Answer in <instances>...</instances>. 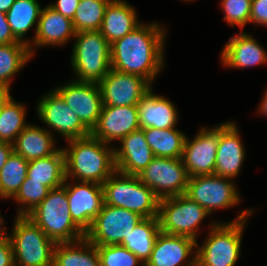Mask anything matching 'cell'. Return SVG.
<instances>
[{
  "mask_svg": "<svg viewBox=\"0 0 267 266\" xmlns=\"http://www.w3.org/2000/svg\"><path fill=\"white\" fill-rule=\"evenodd\" d=\"M163 28L157 22L141 23L123 38L111 43V68L139 75L152 85L164 67L167 33Z\"/></svg>",
  "mask_w": 267,
  "mask_h": 266,
  "instance_id": "obj_1",
  "label": "cell"
},
{
  "mask_svg": "<svg viewBox=\"0 0 267 266\" xmlns=\"http://www.w3.org/2000/svg\"><path fill=\"white\" fill-rule=\"evenodd\" d=\"M67 142V147H62L66 179L102 185L116 171L112 144L108 145L92 135Z\"/></svg>",
  "mask_w": 267,
  "mask_h": 266,
  "instance_id": "obj_2",
  "label": "cell"
},
{
  "mask_svg": "<svg viewBox=\"0 0 267 266\" xmlns=\"http://www.w3.org/2000/svg\"><path fill=\"white\" fill-rule=\"evenodd\" d=\"M243 210L228 223L211 221L203 244L196 243V266H235L238 262L245 223L253 213Z\"/></svg>",
  "mask_w": 267,
  "mask_h": 266,
  "instance_id": "obj_3",
  "label": "cell"
},
{
  "mask_svg": "<svg viewBox=\"0 0 267 266\" xmlns=\"http://www.w3.org/2000/svg\"><path fill=\"white\" fill-rule=\"evenodd\" d=\"M27 217L55 243L74 242L85 237L71 218L64 184L50 189L47 197Z\"/></svg>",
  "mask_w": 267,
  "mask_h": 266,
  "instance_id": "obj_4",
  "label": "cell"
},
{
  "mask_svg": "<svg viewBox=\"0 0 267 266\" xmlns=\"http://www.w3.org/2000/svg\"><path fill=\"white\" fill-rule=\"evenodd\" d=\"M73 39L74 80L99 83L111 69V44L99 30L77 32Z\"/></svg>",
  "mask_w": 267,
  "mask_h": 266,
  "instance_id": "obj_5",
  "label": "cell"
},
{
  "mask_svg": "<svg viewBox=\"0 0 267 266\" xmlns=\"http://www.w3.org/2000/svg\"><path fill=\"white\" fill-rule=\"evenodd\" d=\"M102 187L104 204L133 211L143 218L158 217L160 199L137 176L115 171Z\"/></svg>",
  "mask_w": 267,
  "mask_h": 266,
  "instance_id": "obj_6",
  "label": "cell"
},
{
  "mask_svg": "<svg viewBox=\"0 0 267 266\" xmlns=\"http://www.w3.org/2000/svg\"><path fill=\"white\" fill-rule=\"evenodd\" d=\"M13 248L15 266H53L56 243L27 216H16L12 233L6 232Z\"/></svg>",
  "mask_w": 267,
  "mask_h": 266,
  "instance_id": "obj_7",
  "label": "cell"
},
{
  "mask_svg": "<svg viewBox=\"0 0 267 266\" xmlns=\"http://www.w3.org/2000/svg\"><path fill=\"white\" fill-rule=\"evenodd\" d=\"M210 214L185 194L161 199L158 219L166 234L187 236L197 241L200 224Z\"/></svg>",
  "mask_w": 267,
  "mask_h": 266,
  "instance_id": "obj_8",
  "label": "cell"
},
{
  "mask_svg": "<svg viewBox=\"0 0 267 266\" xmlns=\"http://www.w3.org/2000/svg\"><path fill=\"white\" fill-rule=\"evenodd\" d=\"M137 177L160 200L185 194L189 181L182 158L155 157Z\"/></svg>",
  "mask_w": 267,
  "mask_h": 266,
  "instance_id": "obj_9",
  "label": "cell"
},
{
  "mask_svg": "<svg viewBox=\"0 0 267 266\" xmlns=\"http://www.w3.org/2000/svg\"><path fill=\"white\" fill-rule=\"evenodd\" d=\"M143 219L133 211L104 204L85 238L96 246L118 245Z\"/></svg>",
  "mask_w": 267,
  "mask_h": 266,
  "instance_id": "obj_10",
  "label": "cell"
},
{
  "mask_svg": "<svg viewBox=\"0 0 267 266\" xmlns=\"http://www.w3.org/2000/svg\"><path fill=\"white\" fill-rule=\"evenodd\" d=\"M232 181L215 174L189 177L185 195L212 214L240 203L242 198Z\"/></svg>",
  "mask_w": 267,
  "mask_h": 266,
  "instance_id": "obj_11",
  "label": "cell"
},
{
  "mask_svg": "<svg viewBox=\"0 0 267 266\" xmlns=\"http://www.w3.org/2000/svg\"><path fill=\"white\" fill-rule=\"evenodd\" d=\"M38 101L36 110L41 122L49 126L50 130L53 129V132L59 133L67 141L91 135L79 117L54 89L43 95Z\"/></svg>",
  "mask_w": 267,
  "mask_h": 266,
  "instance_id": "obj_12",
  "label": "cell"
},
{
  "mask_svg": "<svg viewBox=\"0 0 267 266\" xmlns=\"http://www.w3.org/2000/svg\"><path fill=\"white\" fill-rule=\"evenodd\" d=\"M90 131L96 127L102 109V95L98 83L71 80L54 89Z\"/></svg>",
  "mask_w": 267,
  "mask_h": 266,
  "instance_id": "obj_13",
  "label": "cell"
},
{
  "mask_svg": "<svg viewBox=\"0 0 267 266\" xmlns=\"http://www.w3.org/2000/svg\"><path fill=\"white\" fill-rule=\"evenodd\" d=\"M219 136L220 124L202 127L193 139L186 136L182 161L189 177L214 174Z\"/></svg>",
  "mask_w": 267,
  "mask_h": 266,
  "instance_id": "obj_14",
  "label": "cell"
},
{
  "mask_svg": "<svg viewBox=\"0 0 267 266\" xmlns=\"http://www.w3.org/2000/svg\"><path fill=\"white\" fill-rule=\"evenodd\" d=\"M76 183V184H75ZM71 218L86 233L94 218L104 205V192L101 184L65 179Z\"/></svg>",
  "mask_w": 267,
  "mask_h": 266,
  "instance_id": "obj_15",
  "label": "cell"
},
{
  "mask_svg": "<svg viewBox=\"0 0 267 266\" xmlns=\"http://www.w3.org/2000/svg\"><path fill=\"white\" fill-rule=\"evenodd\" d=\"M103 106H137L142 97L152 88L143 77L110 69L98 83Z\"/></svg>",
  "mask_w": 267,
  "mask_h": 266,
  "instance_id": "obj_16",
  "label": "cell"
},
{
  "mask_svg": "<svg viewBox=\"0 0 267 266\" xmlns=\"http://www.w3.org/2000/svg\"><path fill=\"white\" fill-rule=\"evenodd\" d=\"M196 243L193 238L160 231L144 266H196Z\"/></svg>",
  "mask_w": 267,
  "mask_h": 266,
  "instance_id": "obj_17",
  "label": "cell"
},
{
  "mask_svg": "<svg viewBox=\"0 0 267 266\" xmlns=\"http://www.w3.org/2000/svg\"><path fill=\"white\" fill-rule=\"evenodd\" d=\"M140 129L137 106H102L96 127L91 135L110 145Z\"/></svg>",
  "mask_w": 267,
  "mask_h": 266,
  "instance_id": "obj_18",
  "label": "cell"
},
{
  "mask_svg": "<svg viewBox=\"0 0 267 266\" xmlns=\"http://www.w3.org/2000/svg\"><path fill=\"white\" fill-rule=\"evenodd\" d=\"M239 133L235 122L227 121L220 124L214 171L216 176L236 179L240 173L245 159V149Z\"/></svg>",
  "mask_w": 267,
  "mask_h": 266,
  "instance_id": "obj_19",
  "label": "cell"
},
{
  "mask_svg": "<svg viewBox=\"0 0 267 266\" xmlns=\"http://www.w3.org/2000/svg\"><path fill=\"white\" fill-rule=\"evenodd\" d=\"M34 34L32 40L27 38L32 57L36 48L66 45L71 37H75L76 32L71 19L47 5L41 9Z\"/></svg>",
  "mask_w": 267,
  "mask_h": 266,
  "instance_id": "obj_20",
  "label": "cell"
},
{
  "mask_svg": "<svg viewBox=\"0 0 267 266\" xmlns=\"http://www.w3.org/2000/svg\"><path fill=\"white\" fill-rule=\"evenodd\" d=\"M120 148H114L116 171L137 176L155 158L145 139L143 129H138L123 137Z\"/></svg>",
  "mask_w": 267,
  "mask_h": 266,
  "instance_id": "obj_21",
  "label": "cell"
},
{
  "mask_svg": "<svg viewBox=\"0 0 267 266\" xmlns=\"http://www.w3.org/2000/svg\"><path fill=\"white\" fill-rule=\"evenodd\" d=\"M220 55L227 68H251L267 62V51L247 32L230 37Z\"/></svg>",
  "mask_w": 267,
  "mask_h": 266,
  "instance_id": "obj_22",
  "label": "cell"
},
{
  "mask_svg": "<svg viewBox=\"0 0 267 266\" xmlns=\"http://www.w3.org/2000/svg\"><path fill=\"white\" fill-rule=\"evenodd\" d=\"M152 89L137 104L140 129L176 128L179 119L176 107L163 95H156Z\"/></svg>",
  "mask_w": 267,
  "mask_h": 266,
  "instance_id": "obj_23",
  "label": "cell"
},
{
  "mask_svg": "<svg viewBox=\"0 0 267 266\" xmlns=\"http://www.w3.org/2000/svg\"><path fill=\"white\" fill-rule=\"evenodd\" d=\"M140 24L136 10L131 4L124 0H111L106 7L99 31L111 44L129 34Z\"/></svg>",
  "mask_w": 267,
  "mask_h": 266,
  "instance_id": "obj_24",
  "label": "cell"
},
{
  "mask_svg": "<svg viewBox=\"0 0 267 266\" xmlns=\"http://www.w3.org/2000/svg\"><path fill=\"white\" fill-rule=\"evenodd\" d=\"M54 136L47 128L29 124L15 139L13 150L27 161L53 155L59 149Z\"/></svg>",
  "mask_w": 267,
  "mask_h": 266,
  "instance_id": "obj_25",
  "label": "cell"
},
{
  "mask_svg": "<svg viewBox=\"0 0 267 266\" xmlns=\"http://www.w3.org/2000/svg\"><path fill=\"white\" fill-rule=\"evenodd\" d=\"M53 266H101L97 246L85 237L66 243H56Z\"/></svg>",
  "mask_w": 267,
  "mask_h": 266,
  "instance_id": "obj_26",
  "label": "cell"
},
{
  "mask_svg": "<svg viewBox=\"0 0 267 266\" xmlns=\"http://www.w3.org/2000/svg\"><path fill=\"white\" fill-rule=\"evenodd\" d=\"M27 177L30 181L43 182L49 189L62 186L66 179L65 156L62 147L53 155L29 161Z\"/></svg>",
  "mask_w": 267,
  "mask_h": 266,
  "instance_id": "obj_27",
  "label": "cell"
},
{
  "mask_svg": "<svg viewBox=\"0 0 267 266\" xmlns=\"http://www.w3.org/2000/svg\"><path fill=\"white\" fill-rule=\"evenodd\" d=\"M158 217L144 218L121 244L133 253L143 265L149 260L154 243L160 233Z\"/></svg>",
  "mask_w": 267,
  "mask_h": 266,
  "instance_id": "obj_28",
  "label": "cell"
},
{
  "mask_svg": "<svg viewBox=\"0 0 267 266\" xmlns=\"http://www.w3.org/2000/svg\"><path fill=\"white\" fill-rule=\"evenodd\" d=\"M143 131L155 157L182 158L186 135L179 129L145 128Z\"/></svg>",
  "mask_w": 267,
  "mask_h": 266,
  "instance_id": "obj_29",
  "label": "cell"
},
{
  "mask_svg": "<svg viewBox=\"0 0 267 266\" xmlns=\"http://www.w3.org/2000/svg\"><path fill=\"white\" fill-rule=\"evenodd\" d=\"M41 9L37 0H15L6 12L7 22L18 41L28 45L25 35L33 26L37 28Z\"/></svg>",
  "mask_w": 267,
  "mask_h": 266,
  "instance_id": "obj_30",
  "label": "cell"
},
{
  "mask_svg": "<svg viewBox=\"0 0 267 266\" xmlns=\"http://www.w3.org/2000/svg\"><path fill=\"white\" fill-rule=\"evenodd\" d=\"M26 106L10 95L0 105V141L13 144L17 136L29 125Z\"/></svg>",
  "mask_w": 267,
  "mask_h": 266,
  "instance_id": "obj_31",
  "label": "cell"
},
{
  "mask_svg": "<svg viewBox=\"0 0 267 266\" xmlns=\"http://www.w3.org/2000/svg\"><path fill=\"white\" fill-rule=\"evenodd\" d=\"M29 46L25 43L0 45V84L11 89L12 79L31 60Z\"/></svg>",
  "mask_w": 267,
  "mask_h": 266,
  "instance_id": "obj_32",
  "label": "cell"
},
{
  "mask_svg": "<svg viewBox=\"0 0 267 266\" xmlns=\"http://www.w3.org/2000/svg\"><path fill=\"white\" fill-rule=\"evenodd\" d=\"M29 161L13 152L0 170V198L10 199L27 177Z\"/></svg>",
  "mask_w": 267,
  "mask_h": 266,
  "instance_id": "obj_33",
  "label": "cell"
},
{
  "mask_svg": "<svg viewBox=\"0 0 267 266\" xmlns=\"http://www.w3.org/2000/svg\"><path fill=\"white\" fill-rule=\"evenodd\" d=\"M111 0H80L72 23L75 32L100 30L106 7Z\"/></svg>",
  "mask_w": 267,
  "mask_h": 266,
  "instance_id": "obj_34",
  "label": "cell"
},
{
  "mask_svg": "<svg viewBox=\"0 0 267 266\" xmlns=\"http://www.w3.org/2000/svg\"><path fill=\"white\" fill-rule=\"evenodd\" d=\"M49 191L50 189L43 182L30 181V178L26 177L11 198L19 204L16 216H27L47 197Z\"/></svg>",
  "mask_w": 267,
  "mask_h": 266,
  "instance_id": "obj_35",
  "label": "cell"
},
{
  "mask_svg": "<svg viewBox=\"0 0 267 266\" xmlns=\"http://www.w3.org/2000/svg\"><path fill=\"white\" fill-rule=\"evenodd\" d=\"M101 266H144L142 262L124 246H97Z\"/></svg>",
  "mask_w": 267,
  "mask_h": 266,
  "instance_id": "obj_36",
  "label": "cell"
},
{
  "mask_svg": "<svg viewBox=\"0 0 267 266\" xmlns=\"http://www.w3.org/2000/svg\"><path fill=\"white\" fill-rule=\"evenodd\" d=\"M220 2L224 11L223 19L230 26L237 25L242 30L247 23H250L252 0H221Z\"/></svg>",
  "mask_w": 267,
  "mask_h": 266,
  "instance_id": "obj_37",
  "label": "cell"
},
{
  "mask_svg": "<svg viewBox=\"0 0 267 266\" xmlns=\"http://www.w3.org/2000/svg\"><path fill=\"white\" fill-rule=\"evenodd\" d=\"M267 27V0H252L250 24Z\"/></svg>",
  "mask_w": 267,
  "mask_h": 266,
  "instance_id": "obj_38",
  "label": "cell"
},
{
  "mask_svg": "<svg viewBox=\"0 0 267 266\" xmlns=\"http://www.w3.org/2000/svg\"><path fill=\"white\" fill-rule=\"evenodd\" d=\"M0 266H15L12 244L6 235L0 239Z\"/></svg>",
  "mask_w": 267,
  "mask_h": 266,
  "instance_id": "obj_39",
  "label": "cell"
},
{
  "mask_svg": "<svg viewBox=\"0 0 267 266\" xmlns=\"http://www.w3.org/2000/svg\"><path fill=\"white\" fill-rule=\"evenodd\" d=\"M79 2L80 0H57L55 3H50L49 6L63 16L73 20Z\"/></svg>",
  "mask_w": 267,
  "mask_h": 266,
  "instance_id": "obj_40",
  "label": "cell"
},
{
  "mask_svg": "<svg viewBox=\"0 0 267 266\" xmlns=\"http://www.w3.org/2000/svg\"><path fill=\"white\" fill-rule=\"evenodd\" d=\"M11 43H23L18 41L7 22L6 13L0 11V45Z\"/></svg>",
  "mask_w": 267,
  "mask_h": 266,
  "instance_id": "obj_41",
  "label": "cell"
},
{
  "mask_svg": "<svg viewBox=\"0 0 267 266\" xmlns=\"http://www.w3.org/2000/svg\"><path fill=\"white\" fill-rule=\"evenodd\" d=\"M13 152L12 144L0 141V170Z\"/></svg>",
  "mask_w": 267,
  "mask_h": 266,
  "instance_id": "obj_42",
  "label": "cell"
},
{
  "mask_svg": "<svg viewBox=\"0 0 267 266\" xmlns=\"http://www.w3.org/2000/svg\"><path fill=\"white\" fill-rule=\"evenodd\" d=\"M262 97H263V99H262L260 106L258 108V112H259V114L267 117V89H265L264 96H262Z\"/></svg>",
  "mask_w": 267,
  "mask_h": 266,
  "instance_id": "obj_43",
  "label": "cell"
},
{
  "mask_svg": "<svg viewBox=\"0 0 267 266\" xmlns=\"http://www.w3.org/2000/svg\"><path fill=\"white\" fill-rule=\"evenodd\" d=\"M10 96V89L0 84V105Z\"/></svg>",
  "mask_w": 267,
  "mask_h": 266,
  "instance_id": "obj_44",
  "label": "cell"
},
{
  "mask_svg": "<svg viewBox=\"0 0 267 266\" xmlns=\"http://www.w3.org/2000/svg\"><path fill=\"white\" fill-rule=\"evenodd\" d=\"M15 0H0V11L6 13Z\"/></svg>",
  "mask_w": 267,
  "mask_h": 266,
  "instance_id": "obj_45",
  "label": "cell"
},
{
  "mask_svg": "<svg viewBox=\"0 0 267 266\" xmlns=\"http://www.w3.org/2000/svg\"><path fill=\"white\" fill-rule=\"evenodd\" d=\"M3 223H4V219L2 218V215H1V213H0V239L4 236V235H6V231H5V228L6 227H2V225H3Z\"/></svg>",
  "mask_w": 267,
  "mask_h": 266,
  "instance_id": "obj_46",
  "label": "cell"
}]
</instances>
